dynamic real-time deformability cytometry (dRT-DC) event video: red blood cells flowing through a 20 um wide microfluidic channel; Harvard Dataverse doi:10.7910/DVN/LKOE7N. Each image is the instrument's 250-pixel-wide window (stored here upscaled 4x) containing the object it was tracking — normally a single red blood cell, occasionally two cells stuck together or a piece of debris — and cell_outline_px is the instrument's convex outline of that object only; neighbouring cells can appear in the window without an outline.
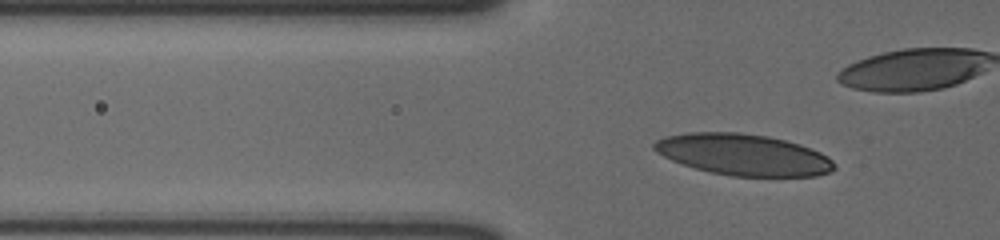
{"species": "human", "species_latin": "Homo sapiens", "temperature_condition": "cold", "stored_images_in_passage": 45, "camera_frame_rate_fps": 3000, "um_per_image_px": 0.085, "donor": {"sex": "male"}, "frame": {"image": 1, "passage_image": 11, "time_ms": 3.333, "image_size_px": [1000, 240], "cell_outline_px": [[836, 168], [832, 172], [816, 176], [732, 176], [712, 172], [696, 168], [672, 160], [656, 152], [652, 148], [652, 144], [656, 140], [668, 136], [688, 132], [740, 132], [768, 136], [800, 144], [820, 152], [828, 156], [836, 164]], "centroid_in_image_um": [63.22, 13.14], "position_along_channel_um": 62.6, "area_um2": 43.41}}
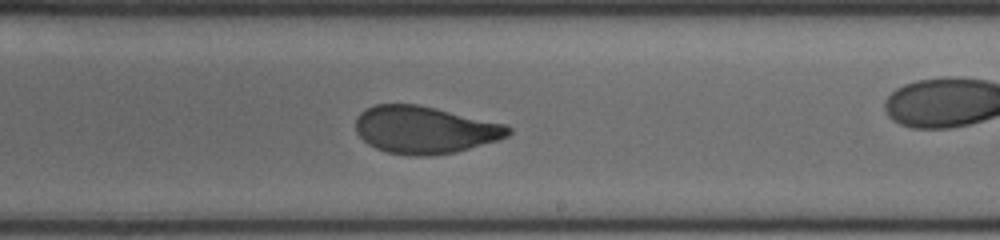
{"frame": {"image": 2, "passage_image": 28, "time_ms": 9.0, "image_size_px": [1000, 240], "cell_outline_px": [[512, 132], [508, 136], [500, 140], [456, 152], [432, 156], [412, 156], [388, 152], [376, 148], [368, 144], [356, 132], [356, 116], [364, 108], [376, 104], [416, 104], [436, 108], [508, 124], [512, 128]], "centroid_in_image_um": [36.14, 11.03], "position_along_channel_um": 252.9, "area_um2": 42.6}}
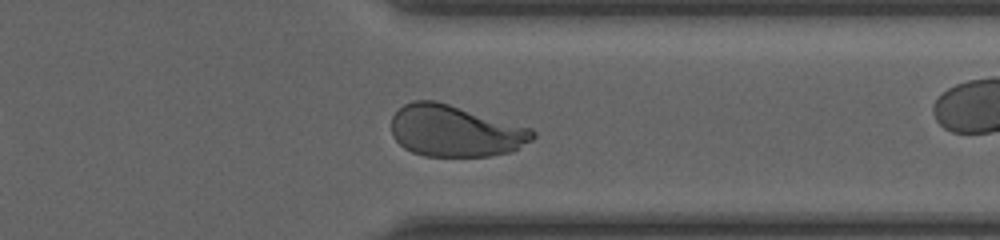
{"frame": {"image": 3, "passage_image": 38, "time_ms": 12.333, "image_size_px": [1000, 240], "cell_outline_px": [[536, 136], [532, 140], [508, 152], [488, 156], [424, 156], [412, 152], [404, 148], [392, 136], [392, 116], [404, 104], [412, 100], [436, 100], [532, 128], [536, 132]], "centroid_in_image_um": [38.67, 11.12], "position_along_channel_um": 372.7, "area_um2": 42.43}, "authors_computed_cell_mechanics": {"area_um2": 42.5408, "velocity_mm_per_s": 3.599, "shape_relaxation_time_tau1_ms": 5.9153, "shape_relaxation_time_tau2_ms": 0.8788, "deformation_change_tau1": 0.1828, "deformation_change_tau2": 0.0555}}